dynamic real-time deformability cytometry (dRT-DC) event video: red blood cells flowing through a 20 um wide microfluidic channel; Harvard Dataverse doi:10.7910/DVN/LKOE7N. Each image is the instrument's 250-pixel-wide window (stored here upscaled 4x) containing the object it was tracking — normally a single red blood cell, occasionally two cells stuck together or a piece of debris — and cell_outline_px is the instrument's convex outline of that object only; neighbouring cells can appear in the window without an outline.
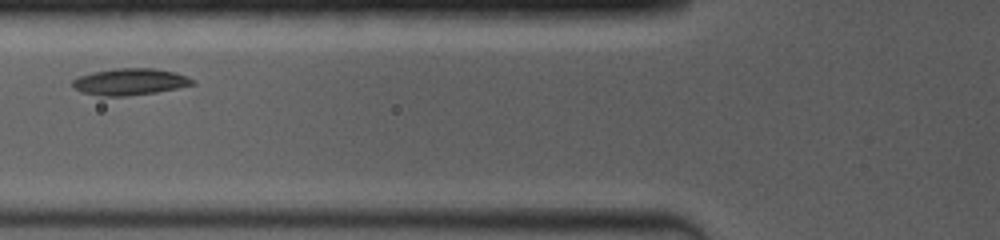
{"species": "common noctule bat (a hibernating species)", "species_latin": "Nyctalus noctula", "temperature_condition": "room temperature", "stored_images_in_passage": 22, "camera_frame_rate_fps": 4000, "um_per_image_px": 0.085, "animal": {"sex": "female", "body_mass_g": 19.0, "forearm_length_mm": 53.3}, "frame": {"image": 1, "passage_image": 6, "time_ms": 2.0, "image_size_px": [1000, 240], "cell_outline_px": [[196, 84], [156, 92], [128, 96], [100, 96], [84, 92], [72, 88], [72, 80], [80, 76], [92, 72], [116, 68], [156, 68], [176, 72], [188, 76], [196, 80]], "centroid_in_image_um": [11.08, 6.94], "position_along_channel_um": 114.7, "area_um2": 18.79}}
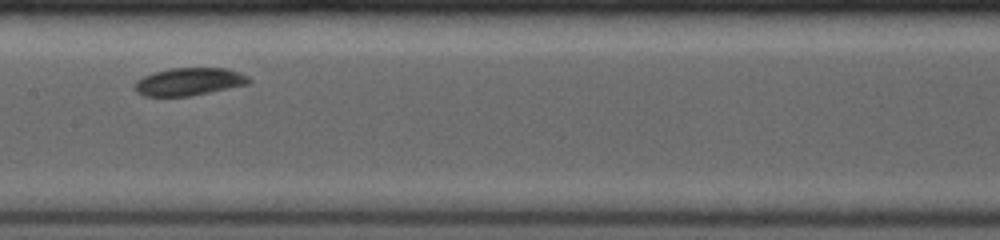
{"frame": {"image": 2, "passage_image": 11, "time_ms": 4.0, "image_size_px": [1000, 240], "cell_outline_px": [[252, 80], [248, 84], [188, 96], [144, 96], [136, 92], [136, 80], [144, 76], [156, 72], [172, 68], [228, 68], [240, 72], [248, 76]], "centroid_in_image_um": [16.1, 6.93], "position_along_channel_um": 191.3, "area_um2": 18.21}}
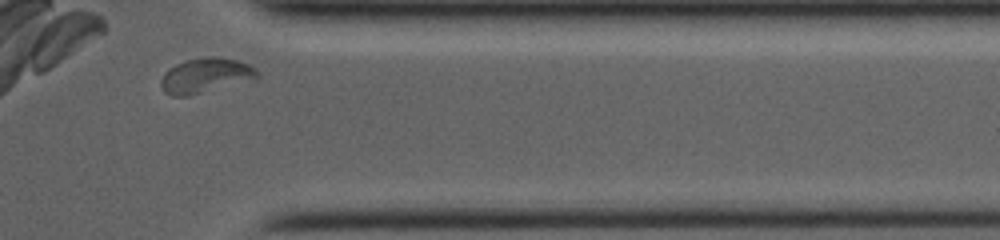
{"frame": {"image": 3, "passage_image": 22, "time_ms": 9.25, "image_size_px": [1000, 240], "cell_outline_px": [[260, 76], [256, 80], [188, 96], [172, 96], [164, 92], [160, 84], [160, 80], [164, 72], [176, 64], [184, 60], [204, 56], [212, 56], [236, 60], [248, 64], [256, 68]], "centroid_in_image_um": [17.49, 6.42], "position_along_channel_um": 393.9, "area_um2": 19.94}, "authors_computed_cell_mechanics": {"area_um2": 18.6405, "velocity_mm_per_s": 3.8444, "shape_relaxation_time_tau1_ms": 0.5132, "shape_relaxation_time_tau2_ms": null, "deformation_change_tau1": 0.0606, "deformation_change_tau2": null}}